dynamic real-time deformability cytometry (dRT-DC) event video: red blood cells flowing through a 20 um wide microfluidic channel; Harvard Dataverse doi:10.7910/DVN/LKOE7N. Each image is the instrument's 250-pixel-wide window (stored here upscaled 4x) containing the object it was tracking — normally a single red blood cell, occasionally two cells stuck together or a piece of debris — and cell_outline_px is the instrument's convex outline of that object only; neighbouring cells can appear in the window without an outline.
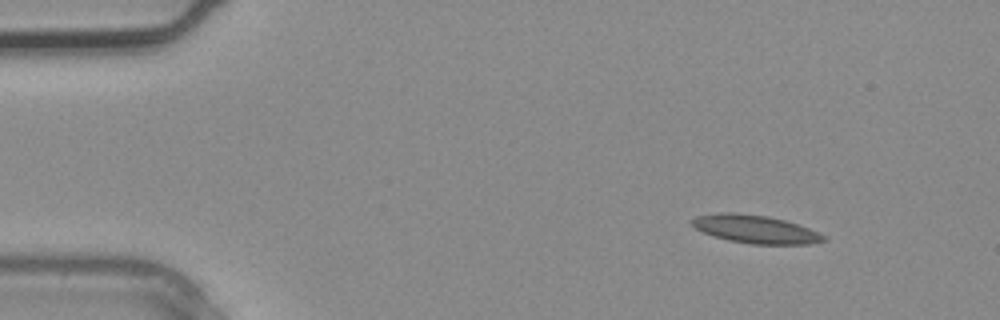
{"species": "common noctule bat (a hibernating species)", "species_latin": "Nyctalus noctula", "temperature_condition": "warm", "stored_images_in_passage": 3, "camera_frame_rate_fps": 3000, "um_per_image_px": 0.085, "animal": {"sex": "male", "body_mass_g": 20.4}, "frame": {"image": 1, "passage_image": 1, "time_ms": 0.0, "image_size_px": [1000, 320], "cell_outline_px": [[828, 240], [808, 244], [752, 244], [728, 240], [704, 232], [696, 228], [688, 220], [696, 216], [720, 212], [732, 212], [768, 216], [784, 220], [808, 228], [828, 236]], "centroid_in_image_um": [64.22, 19.47], "position_along_channel_um": 20.8, "area_um2": 21.5}}